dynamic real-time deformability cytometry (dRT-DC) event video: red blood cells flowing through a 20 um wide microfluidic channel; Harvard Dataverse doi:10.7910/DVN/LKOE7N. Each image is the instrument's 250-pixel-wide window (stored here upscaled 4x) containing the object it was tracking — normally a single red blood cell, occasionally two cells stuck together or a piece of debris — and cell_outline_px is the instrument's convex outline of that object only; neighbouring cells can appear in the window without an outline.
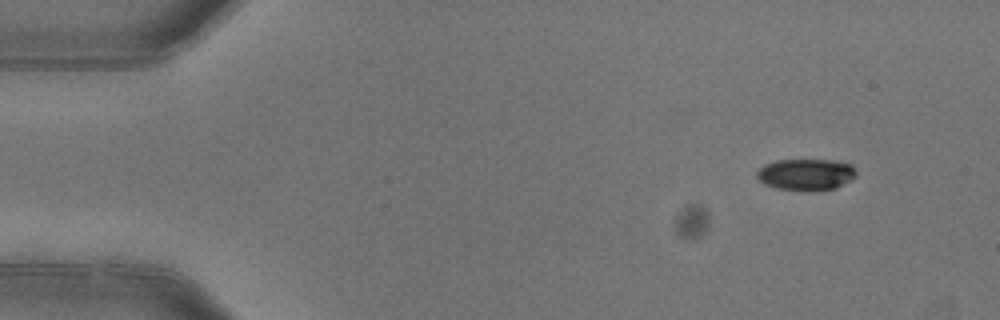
{"species": "common noctule bat (a hibernating species)", "species_latin": "Nyctalus noctula", "temperature_condition": "warm", "stored_images_in_passage": 4, "camera_frame_rate_fps": 3000, "um_per_image_px": 0.085, "animal": {"sex": "female"}, "frame": {"image": 1, "passage_image": 1, "time_ms": 0.0, "image_size_px": [1000, 320], "cell_outline_px": [[856, 176], [852, 180], [836, 188], [776, 188], [764, 184], [756, 176], [756, 172], [764, 164], [776, 160], [836, 160], [852, 164], [856, 168]], "centroid_in_image_um": [68.54, 14.78], "position_along_channel_um": 16.5, "area_um2": 17.8}}
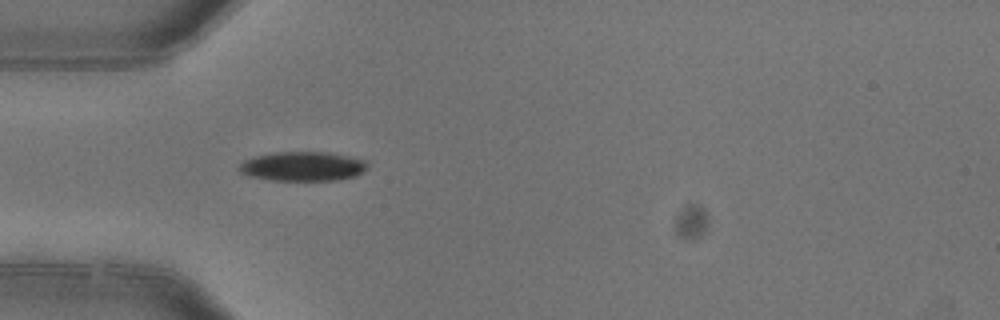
{"frame": {"image": 2, "passage_image": 4, "time_ms": 1.0, "image_size_px": [1000, 320], "cell_outline_px": [[368, 168], [364, 172], [356, 176], [336, 180], [272, 180], [252, 176], [240, 172], [236, 168], [244, 160], [256, 156], [272, 152], [324, 152], [364, 160], [368, 164]], "centroid_in_image_um": [25.72, 14.14], "position_along_channel_um": 59.3, "area_um2": 21.79}}